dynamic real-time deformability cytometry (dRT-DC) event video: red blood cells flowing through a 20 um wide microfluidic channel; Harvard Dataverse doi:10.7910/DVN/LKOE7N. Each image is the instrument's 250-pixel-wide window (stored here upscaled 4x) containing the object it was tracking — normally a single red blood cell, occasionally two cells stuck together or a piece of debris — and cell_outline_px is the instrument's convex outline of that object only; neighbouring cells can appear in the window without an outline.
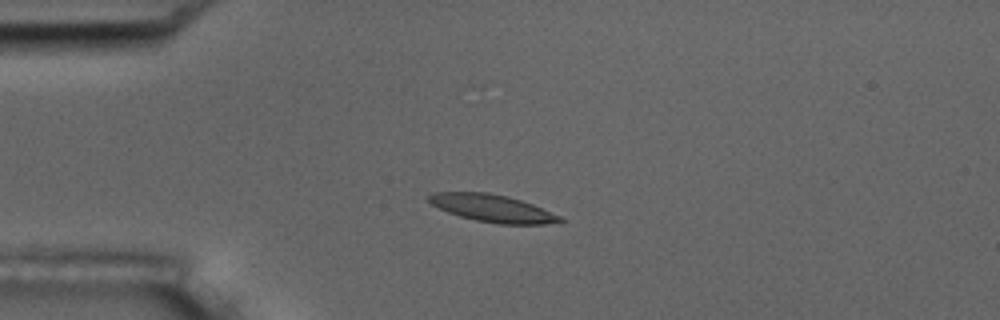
{"species": "common noctule bat (a hibernating species)", "species_latin": "Nyctalus noctula", "temperature_condition": "room temperature", "stored_images_in_passage": 5, "camera_frame_rate_fps": 3000, "um_per_image_px": 0.085, "animal": {"sex": "male", "body_mass_g": 17.5, "forearm_length_mm": 52.3}, "frame": {"image": 1, "passage_image": 4, "time_ms": 3.667, "image_size_px": [1000, 320], "cell_outline_px": [[564, 220], [544, 224], [496, 224], [476, 220], [460, 216], [448, 212], [432, 204], [428, 200], [428, 196], [436, 192], [488, 192], [520, 200], [532, 204], [560, 216]], "centroid_in_image_um": [41.83, 17.7], "position_along_channel_um": 43.2, "area_um2": 20.52}}